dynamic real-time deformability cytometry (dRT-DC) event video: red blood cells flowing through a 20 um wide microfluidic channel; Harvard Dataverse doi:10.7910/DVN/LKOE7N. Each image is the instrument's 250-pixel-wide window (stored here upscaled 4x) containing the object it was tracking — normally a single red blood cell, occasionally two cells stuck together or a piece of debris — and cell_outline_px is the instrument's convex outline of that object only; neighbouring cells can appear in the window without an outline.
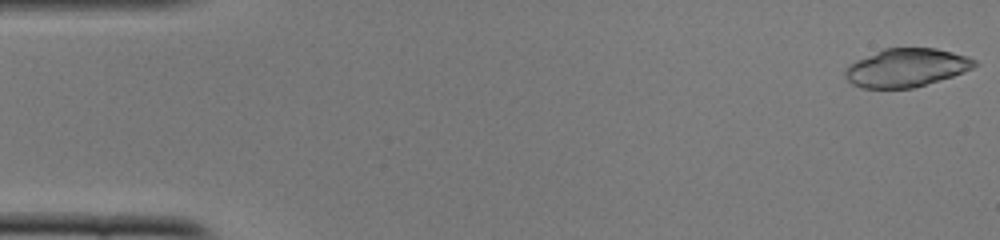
{"species": "common noctule bat (a hibernating species)", "species_latin": "Nyctalus noctula", "temperature_condition": "cold", "stored_images_in_passage": 50, "camera_frame_rate_fps": 3000, "um_per_image_px": 0.085, "animal": {"sex": "female", "body_mass_g": 22.0, "forearm_length_mm": 56.7}, "frame": {"image": 1, "passage_image": 1, "time_ms": 0.0, "image_size_px": [1000, 240], "cell_outline_px": [[980, 64], [964, 72], [952, 76], [912, 88], [860, 88], [852, 84], [844, 76], [844, 72], [848, 64], [856, 60], [884, 48], [936, 48], [968, 56], [976, 60]], "centroid_in_image_um": [77.03, 5.75], "position_along_channel_um": 8.0, "area_um2": 28.96}}